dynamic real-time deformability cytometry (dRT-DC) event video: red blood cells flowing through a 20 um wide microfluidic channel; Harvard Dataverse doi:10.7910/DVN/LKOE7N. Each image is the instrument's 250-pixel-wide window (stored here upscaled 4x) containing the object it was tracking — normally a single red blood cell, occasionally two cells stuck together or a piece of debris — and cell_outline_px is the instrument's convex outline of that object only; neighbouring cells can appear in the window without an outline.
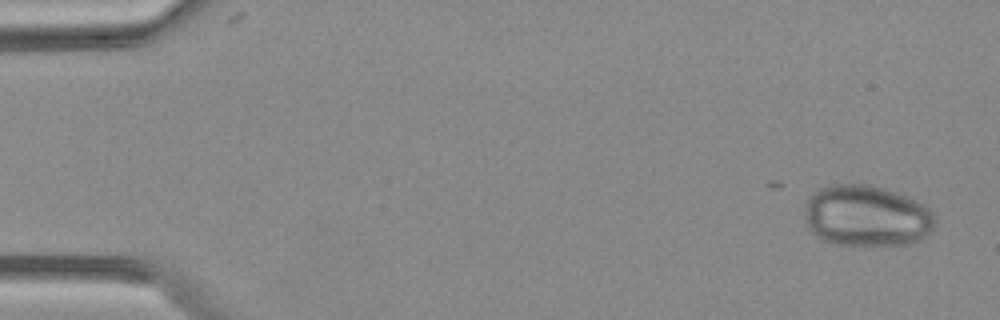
{"species": "Egyptian fruit bat (a non-hibernating species)", "species_latin": "Rousettus aegyptiacus", "temperature_condition": "warm", "stored_images_in_passage": 5, "camera_frame_rate_fps": 3000, "um_per_image_px": 0.085, "animal": {"sex": "female"}, "frame": {"image": 1, "passage_image": 1, "time_ms": 0.0, "image_size_px": [1000, 320], "cell_outline_px": [[932, 228], [928, 236], [920, 240], [908, 244], [836, 244], [824, 240], [816, 236], [812, 232], [804, 216], [804, 204], [808, 196], [820, 188], [836, 184], [868, 184], [884, 188], [896, 192], [928, 208], [932, 212]], "centroid_in_image_um": [73.6, 18.34], "position_along_channel_um": 11.4, "area_um2": 46.07}}